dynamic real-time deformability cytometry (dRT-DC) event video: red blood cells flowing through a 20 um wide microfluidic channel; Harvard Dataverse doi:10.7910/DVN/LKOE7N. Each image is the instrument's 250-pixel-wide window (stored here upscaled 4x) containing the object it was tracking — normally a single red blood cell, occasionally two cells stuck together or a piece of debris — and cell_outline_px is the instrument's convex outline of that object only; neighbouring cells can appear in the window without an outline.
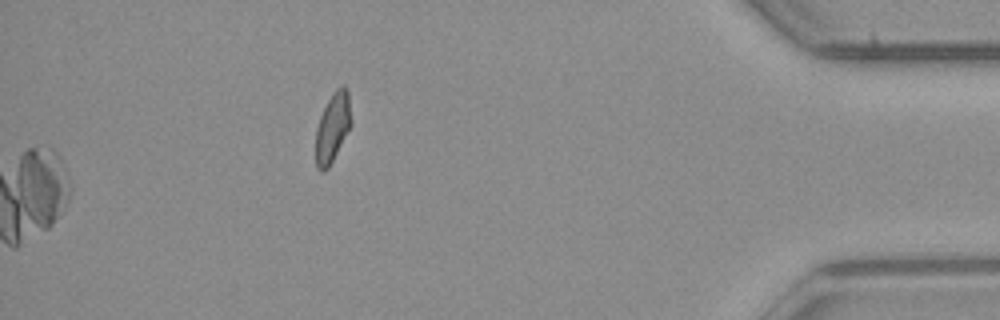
{"species": "common noctule bat (a hibernating species)", "species_latin": "Nyctalus noctula", "temperature_condition": "room temperature", "stored_images_in_passage": 54, "camera_frame_rate_fps": 3000, "um_per_image_px": 0.085, "animal": {"sex": "male", "body_mass_g": 23.1, "forearm_length_mm": 52.7}, "frame": {"image": 1, "passage_image": 54, "time_ms": 17.667, "image_size_px": [1000, 320], "cell_outline_px": [[352, 124], [328, 168], [324, 172], [320, 172], [316, 168], [316, 128], [320, 116], [332, 92], [340, 84], [344, 84], [348, 88], [352, 120]], "centroid_in_image_um": [28.29, 10.79], "position_along_channel_um": 406.9, "area_um2": 14.57}}